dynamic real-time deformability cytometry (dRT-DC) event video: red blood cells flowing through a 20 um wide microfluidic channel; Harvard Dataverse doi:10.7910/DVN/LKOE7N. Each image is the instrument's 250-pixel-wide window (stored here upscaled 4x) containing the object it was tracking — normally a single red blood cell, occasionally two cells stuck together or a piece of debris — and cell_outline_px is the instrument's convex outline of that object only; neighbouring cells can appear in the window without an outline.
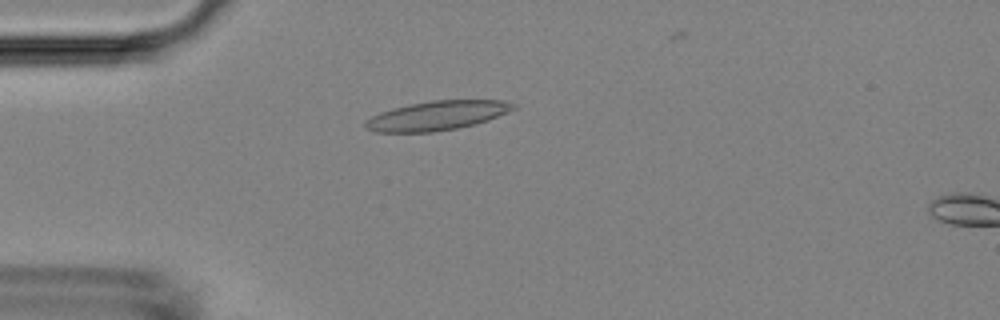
{"species": "Egyptian fruit bat (a non-hibernating species)", "species_latin": "Rousettus aegyptiacus", "temperature_condition": "room temperature", "stored_images_in_passage": 5, "segment_of_instrument_passage": [1, 2], "camera_frame_rate_fps": 3000, "um_per_image_px": 0.085, "animal": {"sex": "female"}, "frame": {"image": 1, "passage_image": 4, "time_ms": 1.0, "image_size_px": [1000, 320], "cell_outline_px": [[516, 108], [508, 112], [488, 120], [476, 124], [456, 128], [432, 132], [376, 132], [364, 128], [364, 120], [380, 112], [392, 108], [408, 104], [432, 100], [500, 100], [516, 104]], "centroid_in_image_um": [37.12, 9.82], "position_along_channel_um": 47.9, "area_um2": 25.32}}